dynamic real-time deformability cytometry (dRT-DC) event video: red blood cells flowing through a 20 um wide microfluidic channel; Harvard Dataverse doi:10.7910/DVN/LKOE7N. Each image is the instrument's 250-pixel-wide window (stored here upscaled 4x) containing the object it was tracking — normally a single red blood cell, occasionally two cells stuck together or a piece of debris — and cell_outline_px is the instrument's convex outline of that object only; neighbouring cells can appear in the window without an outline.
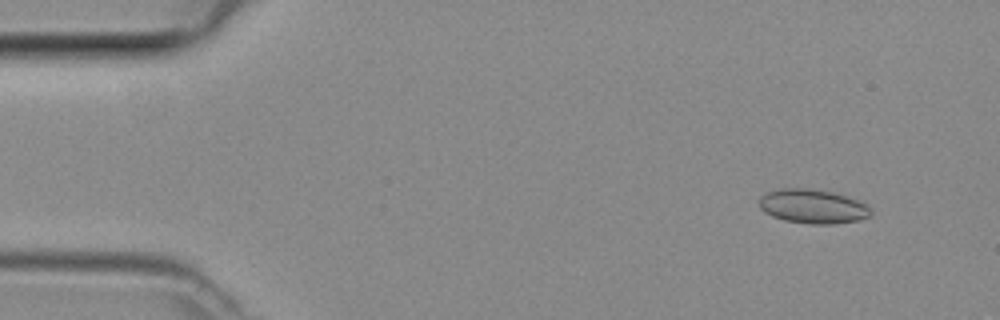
{"species": "common noctule bat (a hibernating species)", "species_latin": "Nyctalus noctula", "temperature_condition": "room temperature", "stored_images_in_passage": 47, "camera_frame_rate_fps": 3000, "um_per_image_px": 0.085, "animal": {"sex": "female", "body_mass_g": 29.2, "forearm_length_mm": 56.3}, "frame": {"image": 1, "passage_image": 4, "time_ms": 1.0, "image_size_px": [1000, 320], "cell_outline_px": [[872, 216], [860, 220], [836, 224], [808, 224], [784, 220], [772, 216], [764, 212], [760, 208], [756, 200], [764, 192], [780, 188], [808, 188], [832, 192], [864, 200], [872, 208]], "centroid_in_image_um": [69.12, 17.54], "position_along_channel_um": 15.9, "area_um2": 23.06}}
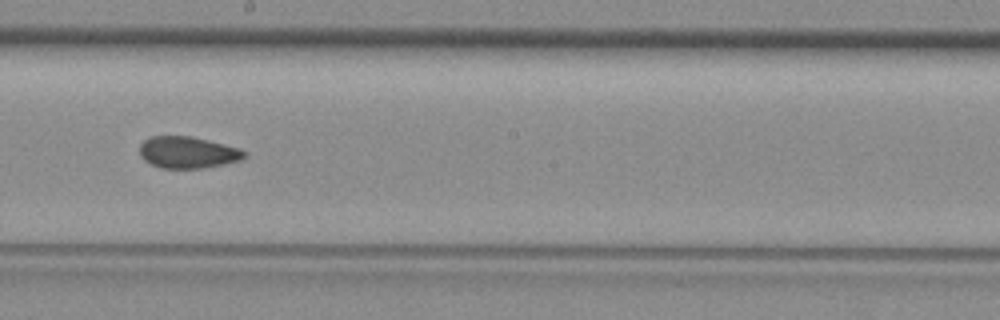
{"frame": {"image": 2, "passage_image": 26, "time_ms": 8.333, "image_size_px": [1000, 320], "cell_outline_px": [[248, 156], [240, 160], [224, 164], [204, 168], [160, 168], [144, 160], [140, 156], [140, 144], [144, 140], [152, 136], [192, 136], [240, 148], [248, 152]], "centroid_in_image_um": [15.99, 12.95], "position_along_channel_um": 232.2, "area_um2": 19.48}}
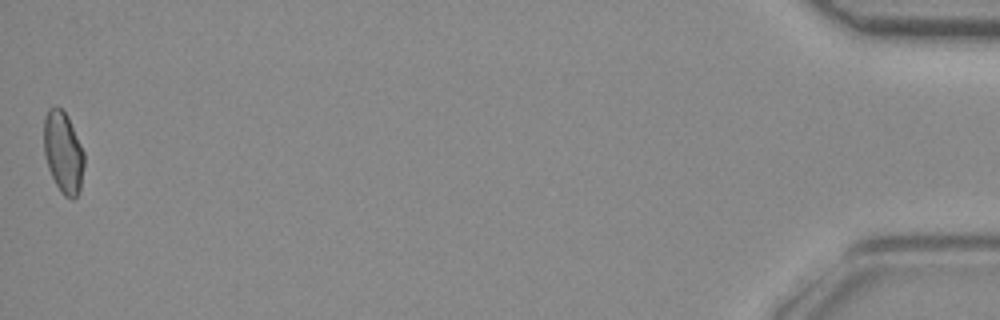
{"frame": {"image": 3, "passage_image": 47, "time_ms": 15.333, "image_size_px": [1000, 320], "cell_outline_px": [[84, 164], [80, 192], [72, 200], [64, 196], [60, 192], [48, 168], [44, 152], [44, 116], [48, 108], [56, 104], [68, 116], [84, 152]], "centroid_in_image_um": [5.37, 12.94], "position_along_channel_um": 429.8, "area_um2": 19.36}}